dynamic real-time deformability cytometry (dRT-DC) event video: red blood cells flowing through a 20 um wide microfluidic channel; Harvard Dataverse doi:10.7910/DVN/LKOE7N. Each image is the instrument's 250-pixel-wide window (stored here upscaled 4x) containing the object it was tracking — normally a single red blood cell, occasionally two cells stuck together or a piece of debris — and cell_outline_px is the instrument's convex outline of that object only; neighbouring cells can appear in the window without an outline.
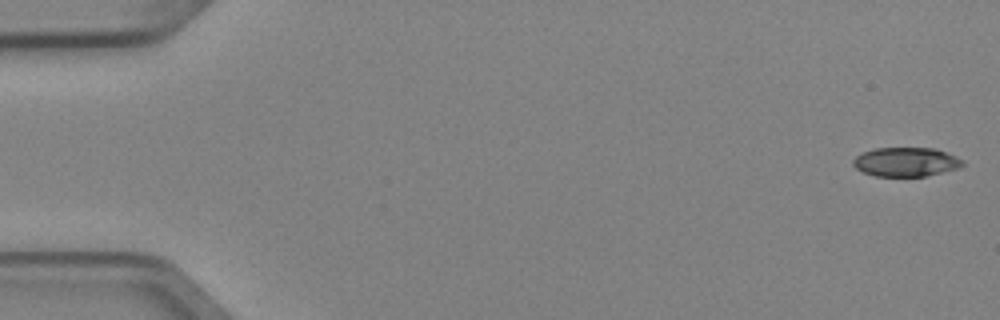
{"species": "Egyptian fruit bat (a non-hibernating species)", "species_latin": "Rousettus aegyptiacus", "temperature_condition": "cold", "stored_images_in_passage": 4, "segment_of_instrument_passage": [2, 2], "camera_frame_rate_fps": 3000, "um_per_image_px": 0.085, "animal": {"sex": "female"}, "frame": {"image": 1, "passage_image": 4, "time_ms": 1.0, "image_size_px": [1000, 320], "cell_outline_px": [[964, 164], [960, 168], [924, 176], [876, 176], [864, 172], [856, 168], [852, 164], [852, 160], [856, 156], [864, 152], [876, 148], [936, 148], [956, 156], [964, 160]], "centroid_in_image_um": [77.03, 13.76], "position_along_channel_um": 8.0, "area_um2": 18.55}}